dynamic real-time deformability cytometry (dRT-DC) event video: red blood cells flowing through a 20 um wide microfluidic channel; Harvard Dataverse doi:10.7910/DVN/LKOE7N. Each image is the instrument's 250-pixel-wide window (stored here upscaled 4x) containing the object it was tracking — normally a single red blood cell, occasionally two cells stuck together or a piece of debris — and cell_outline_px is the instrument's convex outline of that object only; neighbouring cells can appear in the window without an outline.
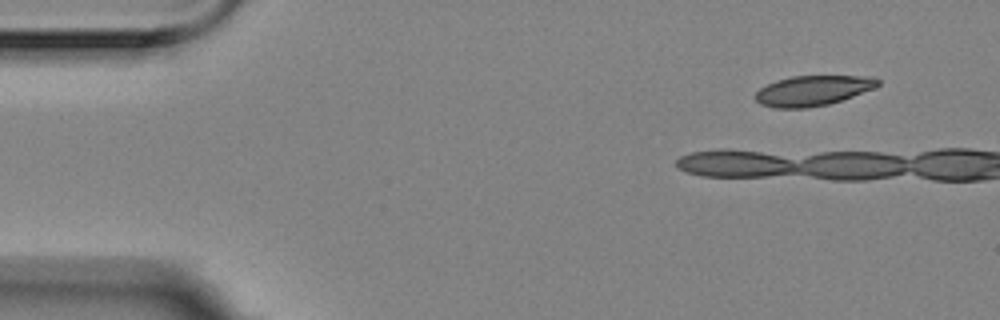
{"species": "Egyptian fruit bat (a non-hibernating species)", "species_latin": "Rousettus aegyptiacus", "temperature_condition": "room temperature", "stored_images_in_passage": 5, "camera_frame_rate_fps": 3000, "um_per_image_px": 0.085, "animal": {"sex": "female"}, "frame": {"image": 1, "passage_image": 1, "time_ms": 0.0, "image_size_px": [1000, 320], "cell_outline_px": [[880, 84], [876, 88], [828, 104], [808, 108], [772, 108], [760, 104], [756, 100], [756, 92], [760, 88], [776, 80], [792, 76], [872, 76], [880, 80]], "centroid_in_image_um": [69.1, 7.7], "position_along_channel_um": 15.9, "area_um2": 21.56}}